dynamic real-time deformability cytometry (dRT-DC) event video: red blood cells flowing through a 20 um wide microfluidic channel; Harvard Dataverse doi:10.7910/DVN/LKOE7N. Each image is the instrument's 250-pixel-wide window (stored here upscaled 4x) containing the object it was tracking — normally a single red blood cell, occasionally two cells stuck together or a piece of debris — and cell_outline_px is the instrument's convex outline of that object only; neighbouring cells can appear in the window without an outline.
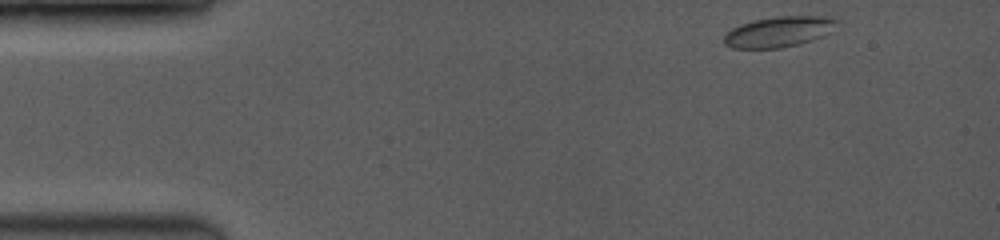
{"species": "common noctule bat (a hibernating species)", "species_latin": "Nyctalus noctula", "temperature_condition": "room temperature", "stored_images_in_passage": 15, "camera_frame_rate_fps": 3500, "um_per_image_px": 0.085, "animal": {"sex": "female", "body_mass_g": 19.0, "forearm_length_mm": 53.3}, "frame": {"image": 1, "passage_image": 1, "time_ms": 0.0, "image_size_px": [1000, 240], "cell_outline_px": [[840, 20], [832, 32], [824, 36], [812, 40], [780, 48], [732, 48], [724, 44], [724, 36], [732, 28], [740, 24], [752, 20], [780, 16], [824, 16]], "centroid_in_image_um": [66.23, 2.69], "position_along_channel_um": 18.8, "area_um2": 20.17}}
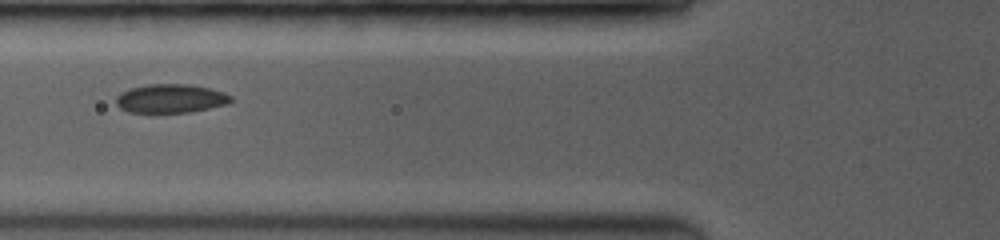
{"frame": {"image": 2, "passage_image": 11, "time_ms": 4.571, "image_size_px": [1000, 240], "cell_outline_px": [[232, 100], [228, 104], [188, 112], [156, 116], [128, 112], [120, 108], [116, 104], [116, 96], [120, 92], [128, 88], [148, 84], [188, 84], [208, 88], [224, 92], [232, 96]], "centroid_in_image_um": [14.43, 8.42], "position_along_channel_um": 111.4, "area_um2": 20.11}}
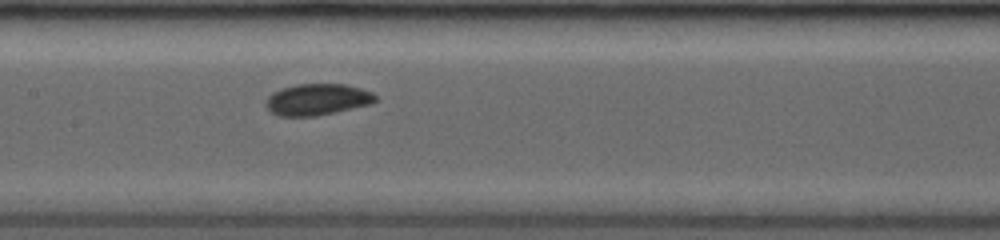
{"frame": {"image": 3, "passage_image": 15, "time_ms": 6.286, "image_size_px": [1000, 240], "cell_outline_px": [[376, 100], [372, 104], [336, 112], [316, 116], [280, 116], [272, 112], [268, 108], [268, 96], [272, 92], [280, 88], [296, 84], [344, 84], [360, 88], [372, 92], [376, 96]], "centroid_in_image_um": [27.0, 8.45], "position_along_channel_um": 180.4, "area_um2": 20.0}}